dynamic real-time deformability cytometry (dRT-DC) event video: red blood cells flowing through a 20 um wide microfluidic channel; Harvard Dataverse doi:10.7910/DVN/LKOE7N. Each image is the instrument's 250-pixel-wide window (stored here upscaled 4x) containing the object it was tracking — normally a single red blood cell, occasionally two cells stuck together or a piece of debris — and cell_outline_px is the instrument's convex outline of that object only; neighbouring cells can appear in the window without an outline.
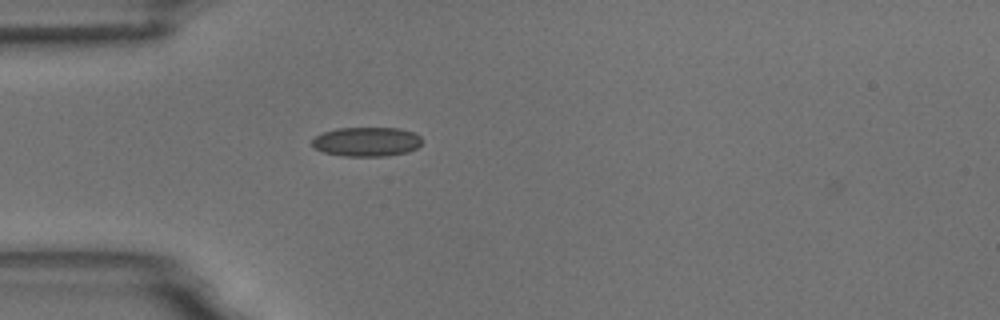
{"species": "common noctule bat (a hibernating species)", "species_latin": "Nyctalus noctula", "temperature_condition": "room temperature", "stored_images_in_passage": 1, "camera_frame_rate_fps": 3000, "um_per_image_px": 0.085, "animal": {"sex": "male", "body_mass_g": 18.8}, "frame": {"image": 1, "passage_image": 1, "time_ms": 0.0, "image_size_px": [1000, 320], "cell_outline_px": [[420, 144], [416, 148], [408, 152], [388, 156], [344, 156], [324, 152], [316, 148], [312, 144], [312, 140], [316, 136], [324, 132], [336, 128], [400, 128], [412, 132], [420, 136]], "centroid_in_image_um": [31.17, 12.04], "position_along_channel_um": 53.8, "area_um2": 18.67}}